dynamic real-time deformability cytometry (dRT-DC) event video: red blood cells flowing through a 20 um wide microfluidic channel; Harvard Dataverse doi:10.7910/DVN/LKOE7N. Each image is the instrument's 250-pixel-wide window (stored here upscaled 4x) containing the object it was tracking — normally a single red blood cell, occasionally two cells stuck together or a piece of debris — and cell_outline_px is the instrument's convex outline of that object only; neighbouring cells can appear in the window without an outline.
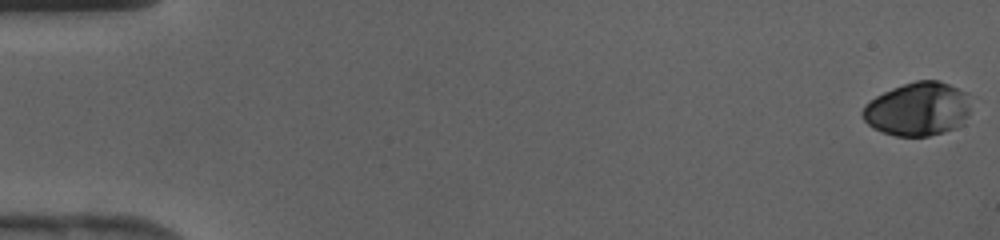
{"species": "human", "species_latin": "Homo sapiens", "temperature_condition": "cold", "stored_images_in_passage": 43, "camera_frame_rate_fps": 3000, "um_per_image_px": 0.085, "donor": {"sex": "female"}, "frame": {"image": 1, "passage_image": 1, "time_ms": 0.0, "image_size_px": [1000, 240], "cell_outline_px": [[968, 116], [964, 124], [956, 128], [944, 132], [928, 136], [896, 136], [884, 132], [868, 124], [864, 120], [860, 112], [864, 104], [876, 96], [892, 88], [916, 80], [940, 80], [968, 92]], "centroid_in_image_um": [78.02, 9.26], "position_along_channel_um": 7.0, "area_um2": 33.99}}
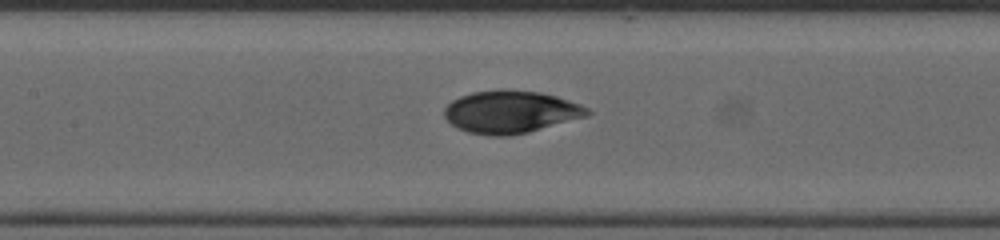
{"frame": {"image": 2, "passage_image": 21, "time_ms": 6.667, "image_size_px": [1000, 240], "cell_outline_px": [[592, 112], [588, 116], [528, 132], [508, 136], [492, 136], [468, 132], [456, 128], [444, 116], [444, 108], [452, 100], [460, 96], [472, 92], [496, 88], [508, 88], [540, 92], [556, 96], [580, 104], [588, 108]], "centroid_in_image_um": [43.39, 9.49], "position_along_channel_um": 164.0, "area_um2": 35.84}}
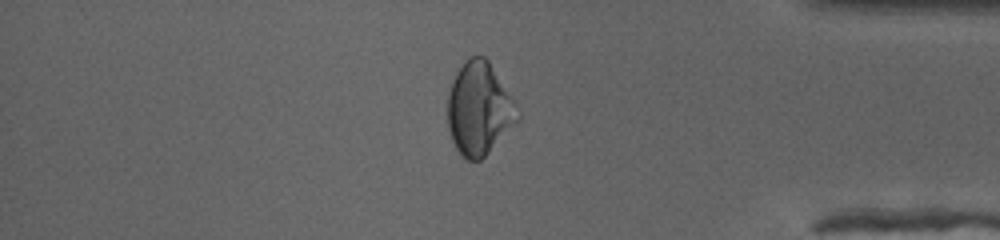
{"frame": {"image": 3, "passage_image": 37, "time_ms": 12.0, "image_size_px": [1000, 240], "cell_outline_px": [[520, 120], [480, 160], [468, 160], [456, 148], [452, 140], [448, 128], [448, 92], [456, 72], [472, 56], [484, 56], [488, 60], [516, 104], [520, 116]], "centroid_in_image_um": [40.73, 9.26], "position_along_channel_um": 394.5, "area_um2": 37.28}}